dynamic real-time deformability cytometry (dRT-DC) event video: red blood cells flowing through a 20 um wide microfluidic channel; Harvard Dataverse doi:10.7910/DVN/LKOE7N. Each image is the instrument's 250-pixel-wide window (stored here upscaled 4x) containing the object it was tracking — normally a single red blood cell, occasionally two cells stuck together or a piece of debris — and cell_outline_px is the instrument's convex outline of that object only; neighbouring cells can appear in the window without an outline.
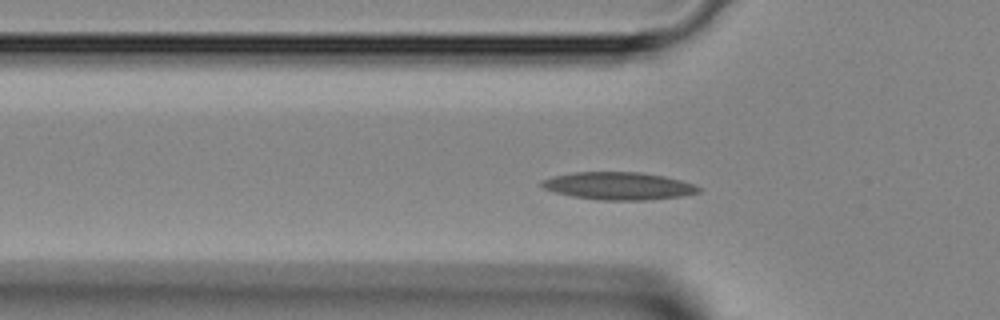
{"species": "Egyptian fruit bat (a non-hibernating species)", "species_latin": "Rousettus aegyptiacus", "temperature_condition": "room temperature", "stored_images_in_passage": 34, "camera_frame_rate_fps": 3000, "um_per_image_px": 0.085, "animal": {"sex": "female"}, "frame": {"image": 1, "passage_image": 8, "time_ms": 2.333, "image_size_px": [1000, 320], "cell_outline_px": [[700, 192], [680, 196], [648, 200], [600, 200], [572, 196], [556, 192], [544, 188], [540, 184], [540, 180], [552, 176], [572, 172], [640, 172], [664, 176], [680, 180], [692, 184], [700, 188]], "centroid_in_image_um": [52.54, 15.8], "position_along_channel_um": 73.3, "area_um2": 25.14}}
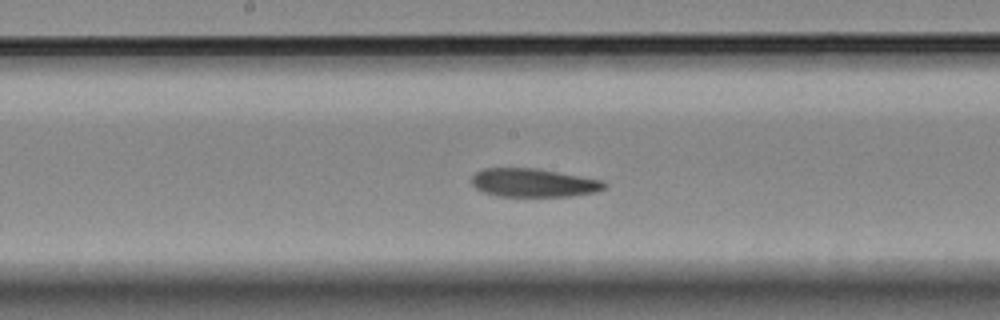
{"frame": {"image": 2, "passage_image": 17, "time_ms": 5.333, "image_size_px": [1000, 320], "cell_outline_px": [[608, 184], [604, 188], [596, 192], [572, 196], [496, 196], [484, 192], [476, 188], [472, 184], [472, 176], [476, 172], [484, 168], [536, 168], [604, 180]], "centroid_in_image_um": [45.37, 15.53], "position_along_channel_um": 202.8, "area_um2": 22.08}}
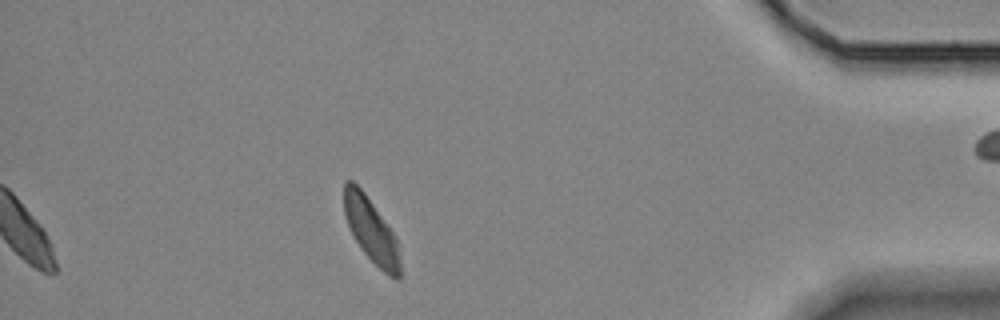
{"frame": {"image": 3, "passage_image": 34, "time_ms": 11.0, "image_size_px": [1000, 320], "cell_outline_px": [[400, 280], [396, 280], [388, 276], [364, 252], [356, 240], [344, 216], [344, 180], [352, 180], [364, 192], [388, 224], [396, 236], [400, 260]], "centroid_in_image_um": [31.57, 19.57], "position_along_channel_um": 403.6, "area_um2": 20.87}}